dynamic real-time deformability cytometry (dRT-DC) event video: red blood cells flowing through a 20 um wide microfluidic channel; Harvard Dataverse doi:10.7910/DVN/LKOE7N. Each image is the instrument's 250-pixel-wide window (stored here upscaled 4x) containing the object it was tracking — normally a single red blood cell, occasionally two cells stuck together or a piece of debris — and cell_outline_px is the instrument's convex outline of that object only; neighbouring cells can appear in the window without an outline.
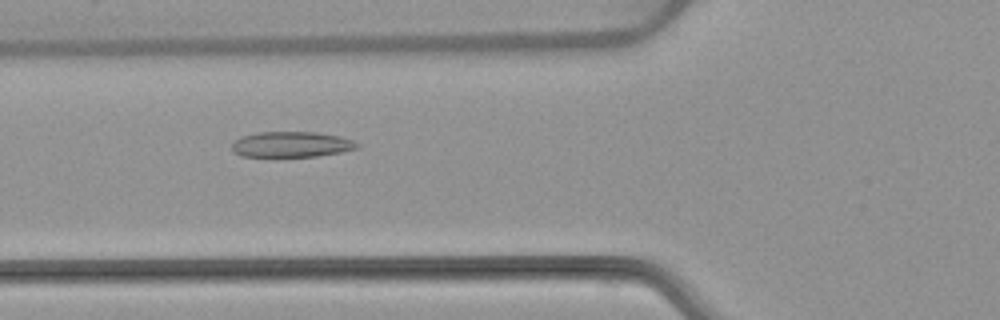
{"species": "common noctule bat (a hibernating species)", "species_latin": "Nyctalus noctula", "temperature_condition": "warm", "stored_images_in_passage": 53, "camera_frame_rate_fps": 3000, "um_per_image_px": 0.085, "animal": {"sex": "female", "body_mass_g": 22.7, "forearm_length_mm": 54.2}, "frame": {"image": 1, "passage_image": 20, "time_ms": 6.333, "image_size_px": [1000, 320], "cell_outline_px": [[360, 148], [340, 152], [316, 156], [240, 156], [232, 148], [232, 144], [240, 136], [260, 132], [316, 132], [340, 136], [352, 140], [360, 144]], "centroid_in_image_um": [24.81, 12.26], "position_along_channel_um": 101.0, "area_um2": 18.55}}
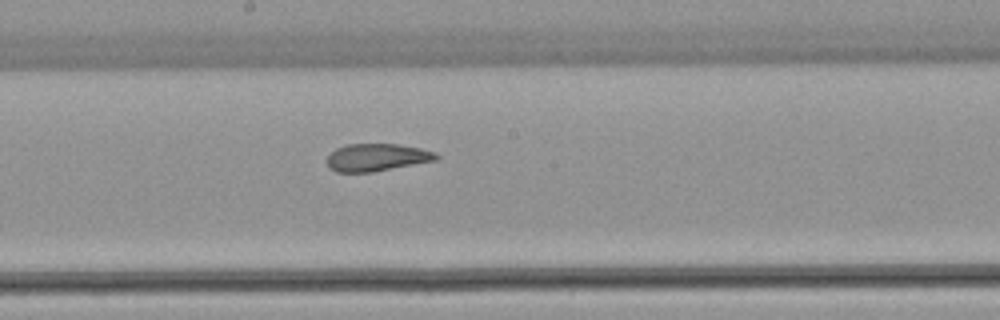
{"frame": {"image": 2, "passage_image": 29, "time_ms": 9.333, "image_size_px": [1000, 320], "cell_outline_px": [[440, 156], [436, 160], [372, 172], [336, 172], [328, 168], [328, 156], [336, 148], [348, 144], [396, 144], [420, 148], [436, 152]], "centroid_in_image_um": [32.03, 13.38], "position_along_channel_um": 216.2, "area_um2": 17.4}}
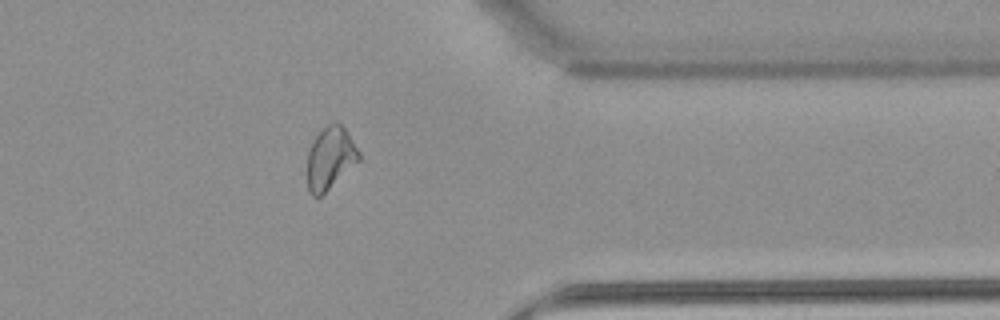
{"frame": {"image": 3, "passage_image": 43, "time_ms": 14.0, "image_size_px": [1000, 320], "cell_outline_px": [[360, 160], [320, 196], [312, 196], [308, 192], [308, 152], [316, 136], [332, 120], [336, 120], [344, 128], [360, 152]], "centroid_in_image_um": [28.07, 13.42], "position_along_channel_um": 383.3, "area_um2": 18.44}, "authors_computed_cell_mechanics": {"area_um2": 19.652, "velocity_mm_per_s": 3.8367, "shape_relaxation_time_tau1_ms": 10.4782, "shape_relaxation_time_tau2_ms": 1.7581, "deformation_change_tau1": 0.2422, "deformation_change_tau2": 0.0833}}